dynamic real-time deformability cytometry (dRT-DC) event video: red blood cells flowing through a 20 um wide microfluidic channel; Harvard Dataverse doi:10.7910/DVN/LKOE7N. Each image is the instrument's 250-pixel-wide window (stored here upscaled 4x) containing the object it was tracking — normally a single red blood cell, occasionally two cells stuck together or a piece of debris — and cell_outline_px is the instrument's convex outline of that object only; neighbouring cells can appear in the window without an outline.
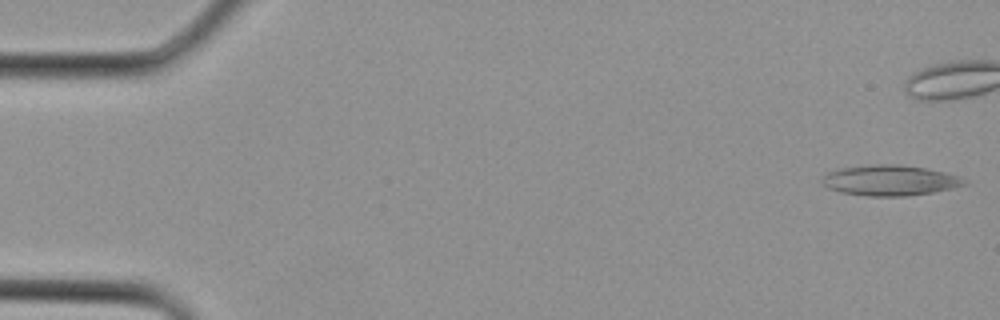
{"species": "Egyptian fruit bat (a non-hibernating species)", "species_latin": "Rousettus aegyptiacus", "temperature_condition": "cold", "stored_images_in_passage": 5, "camera_frame_rate_fps": 3000, "um_per_image_px": 0.085, "animal": {"sex": "female"}, "frame": {"image": 1, "passage_image": 1, "time_ms": 0.0, "image_size_px": [1000, 320], "cell_outline_px": [[968, 184], [932, 192], [908, 196], [868, 196], [840, 192], [828, 188], [820, 180], [828, 172], [840, 168], [876, 164], [896, 164], [924, 168], [944, 172], [960, 176]], "centroid_in_image_um": [75.62, 15.33], "position_along_channel_um": 9.4, "area_um2": 25.09}}